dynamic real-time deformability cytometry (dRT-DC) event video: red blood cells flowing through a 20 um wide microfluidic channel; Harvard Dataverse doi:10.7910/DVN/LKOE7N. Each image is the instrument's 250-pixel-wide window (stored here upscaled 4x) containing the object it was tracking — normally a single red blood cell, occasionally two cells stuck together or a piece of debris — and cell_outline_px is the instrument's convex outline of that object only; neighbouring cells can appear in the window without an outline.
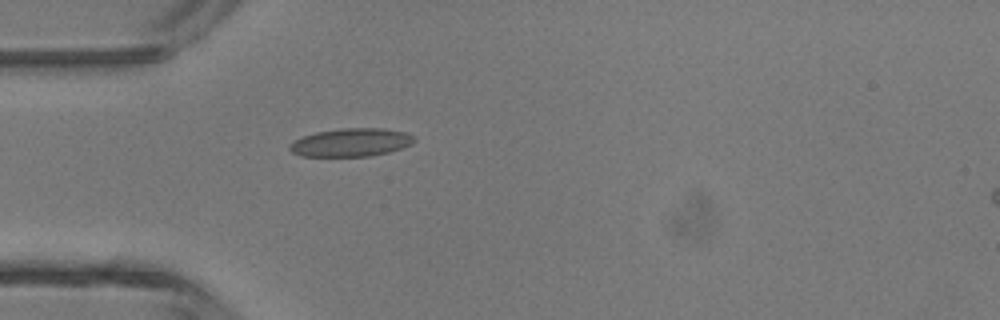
{"species": "common noctule bat (a hibernating species)", "species_latin": "Nyctalus noctula", "temperature_condition": "room temperature", "stored_images_in_passage": 1, "camera_frame_rate_fps": 3000, "um_per_image_px": 0.085, "animal": {"sex": "male", "body_mass_g": 13.3}, "frame": {"image": 1, "passage_image": 1, "time_ms": 0.0, "image_size_px": [1000, 320], "cell_outline_px": [[416, 140], [412, 144], [388, 152], [372, 156], [300, 156], [292, 152], [288, 148], [288, 144], [304, 136], [316, 132], [340, 128], [384, 128], [408, 132], [416, 136]], "centroid_in_image_um": [29.87, 12.1], "position_along_channel_um": 55.1, "area_um2": 20.63}}